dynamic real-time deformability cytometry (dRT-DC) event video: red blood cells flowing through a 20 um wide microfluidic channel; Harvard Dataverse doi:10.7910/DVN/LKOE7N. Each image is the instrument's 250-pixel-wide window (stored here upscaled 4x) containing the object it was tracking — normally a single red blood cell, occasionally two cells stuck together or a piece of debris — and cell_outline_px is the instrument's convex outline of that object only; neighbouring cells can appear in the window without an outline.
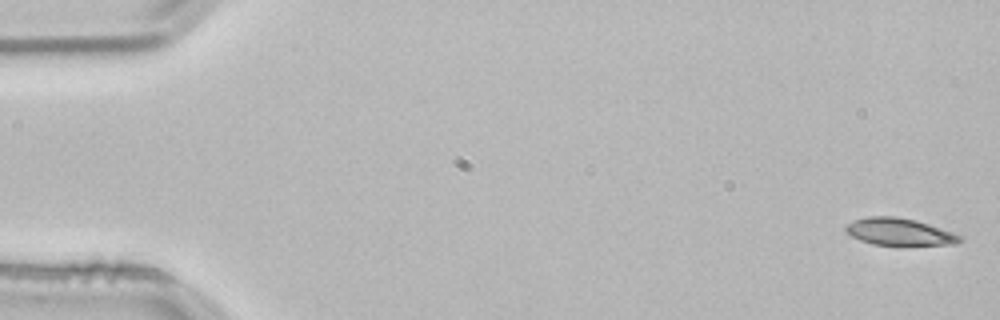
{"species": "common noctule bat (a hibernating species)", "species_latin": "Nyctalus noctula", "temperature_condition": "room temperature", "stored_images_in_passage": 53, "camera_frame_rate_fps": 3000, "um_per_image_px": 0.085, "animal": {"sex": "male", "body_mass_g": 21.5, "forearm_length_mm": 52.0}, "frame": {"image": 1, "passage_image": 1, "time_ms": 0.0, "image_size_px": [1000, 320], "cell_outline_px": [[964, 240], [956, 244], [872, 244], [860, 240], [852, 236], [844, 228], [848, 224], [856, 220], [868, 216], [896, 216], [916, 220], [964, 236]], "centroid_in_image_um": [76.48, 19.69], "position_along_channel_um": 8.5, "area_um2": 17.69}}
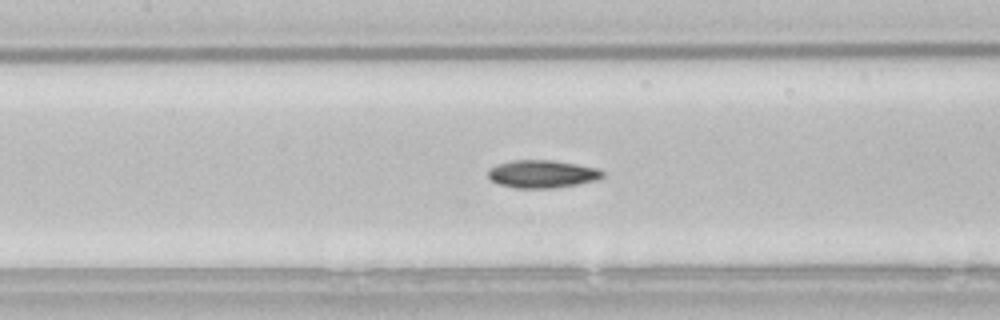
{"frame": {"image": 2, "passage_image": 24, "time_ms": 7.667, "image_size_px": [1000, 320], "cell_outline_px": [[604, 176], [596, 180], [576, 184], [552, 188], [516, 188], [500, 184], [492, 180], [488, 176], [488, 168], [496, 164], [512, 160], [552, 160], [576, 164], [596, 168], [604, 172]], "centroid_in_image_um": [46.06, 14.78], "position_along_channel_um": 161.3, "area_um2": 18.44}}
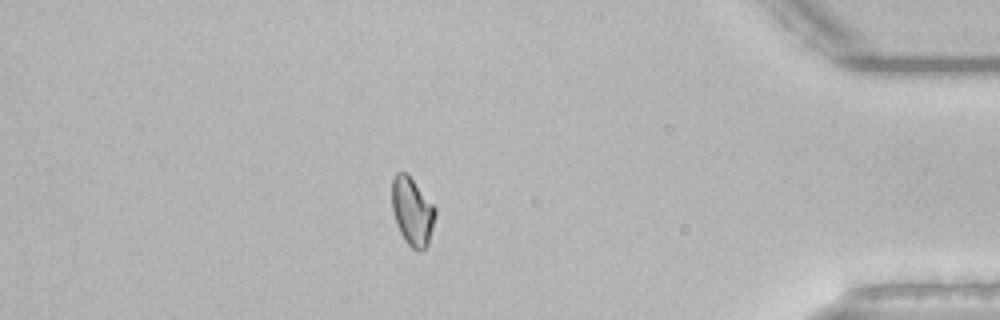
{"frame": {"image": 3, "passage_image": 46, "time_ms": 15.0, "image_size_px": [1000, 320], "cell_outline_px": [[436, 216], [428, 244], [424, 248], [416, 252], [404, 240], [396, 224], [392, 212], [392, 180], [396, 172], [408, 172], [436, 208]], "centroid_in_image_um": [35.04, 17.95], "position_along_channel_um": 400.2, "area_um2": 17.46}, "authors_computed_cell_mechanics": {"area_um2": 17.8024, "velocity_mm_per_s": 3.8104, "shape_relaxation_time_tau1_ms": 7.0532, "shape_relaxation_time_tau2_ms": 5.7502, "deformation_change_tau1": 0.1341, "deformation_change_tau2": 0.1047}}